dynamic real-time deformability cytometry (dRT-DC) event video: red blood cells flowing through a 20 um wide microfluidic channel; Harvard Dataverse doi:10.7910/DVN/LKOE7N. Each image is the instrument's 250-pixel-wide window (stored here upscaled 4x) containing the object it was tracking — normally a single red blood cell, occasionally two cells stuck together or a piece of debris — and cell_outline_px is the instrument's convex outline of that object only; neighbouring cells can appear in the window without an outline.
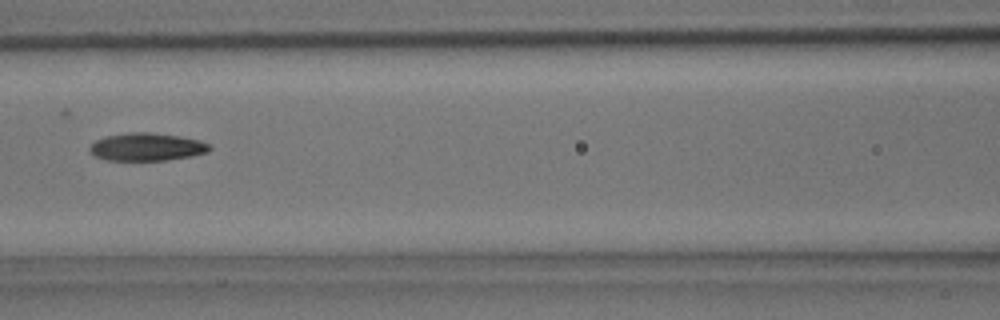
{"species": "common noctule bat (a hibernating species)", "species_latin": "Nyctalus noctula", "temperature_condition": "room temperature", "stored_images_in_passage": 7, "camera_frame_rate_fps": 3000, "um_per_image_px": 0.085, "animal": {"sex": "male", "body_mass_g": 15.6}, "frame": {"image": 1, "passage_image": 6, "time_ms": 1.667, "image_size_px": [1000, 320], "cell_outline_px": [[212, 148], [208, 152], [192, 156], [168, 160], [108, 160], [96, 156], [88, 148], [96, 140], [104, 136], [128, 132], [152, 132], [180, 136], [200, 140], [208, 144]], "centroid_in_image_um": [12.5, 12.48], "position_along_channel_um": 154.1, "area_um2": 19.48}}